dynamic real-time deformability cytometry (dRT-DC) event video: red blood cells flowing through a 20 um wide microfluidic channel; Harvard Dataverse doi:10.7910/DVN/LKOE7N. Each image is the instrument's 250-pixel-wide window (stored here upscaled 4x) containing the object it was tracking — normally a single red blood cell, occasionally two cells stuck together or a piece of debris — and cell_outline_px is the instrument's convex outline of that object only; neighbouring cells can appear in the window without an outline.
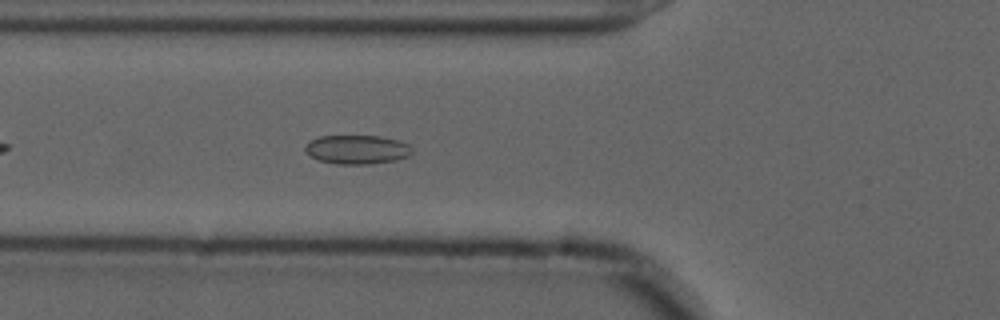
{"species": "common noctule bat (a hibernating species)", "species_latin": "Nyctalus noctula", "temperature_condition": "cold", "stored_images_in_passage": 44, "camera_frame_rate_fps": 3000, "um_per_image_px": 0.085, "animal": {"sex": "male", "forearm_length_mm": 52.5}, "frame": {"image": 1, "passage_image": 8, "time_ms": 2.333, "image_size_px": [1000, 320], "cell_outline_px": [[412, 152], [408, 156], [396, 160], [368, 164], [336, 164], [320, 160], [308, 156], [304, 152], [304, 148], [312, 140], [320, 136], [380, 136], [396, 140], [408, 144], [412, 148]], "centroid_in_image_um": [30.33, 12.71], "position_along_channel_um": 95.5, "area_um2": 17.98}}
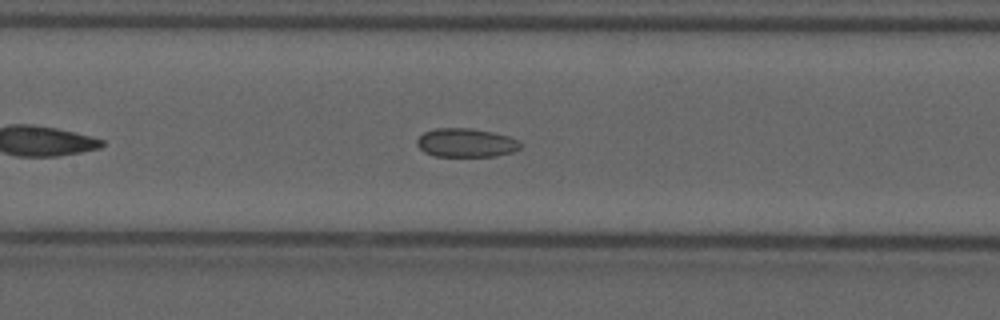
{"frame": {"image": 2, "passage_image": 14, "time_ms": 4.333, "image_size_px": [1000, 320], "cell_outline_px": [[524, 144], [520, 148], [512, 152], [496, 156], [436, 156], [424, 152], [416, 144], [416, 140], [424, 132], [436, 128], [472, 128], [492, 132], [508, 136], [520, 140]], "centroid_in_image_um": [39.64, 12.13], "position_along_channel_um": 167.8, "area_um2": 17.46}}
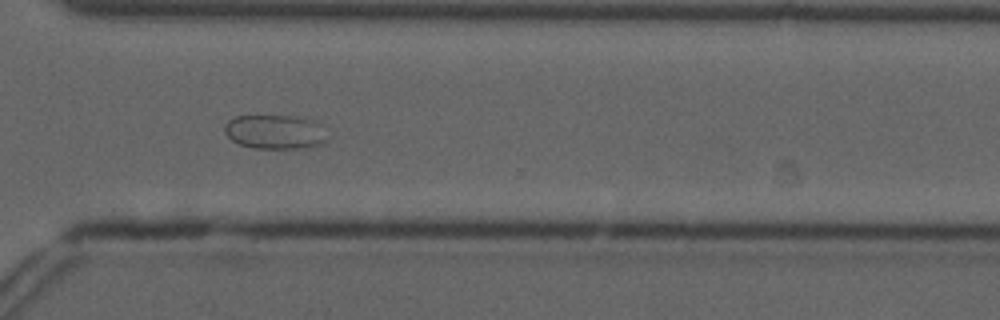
{"frame": {"image": 3, "passage_image": 29, "time_ms": 9.333, "image_size_px": [1000, 320], "cell_outline_px": [[332, 136], [324, 144], [304, 148], [252, 148], [240, 144], [232, 140], [224, 132], [224, 124], [228, 120], [236, 116], [292, 116], [312, 120], [320, 124]], "centroid_in_image_um": [23.45, 11.22], "position_along_channel_um": 347.2, "area_um2": 20.87}}